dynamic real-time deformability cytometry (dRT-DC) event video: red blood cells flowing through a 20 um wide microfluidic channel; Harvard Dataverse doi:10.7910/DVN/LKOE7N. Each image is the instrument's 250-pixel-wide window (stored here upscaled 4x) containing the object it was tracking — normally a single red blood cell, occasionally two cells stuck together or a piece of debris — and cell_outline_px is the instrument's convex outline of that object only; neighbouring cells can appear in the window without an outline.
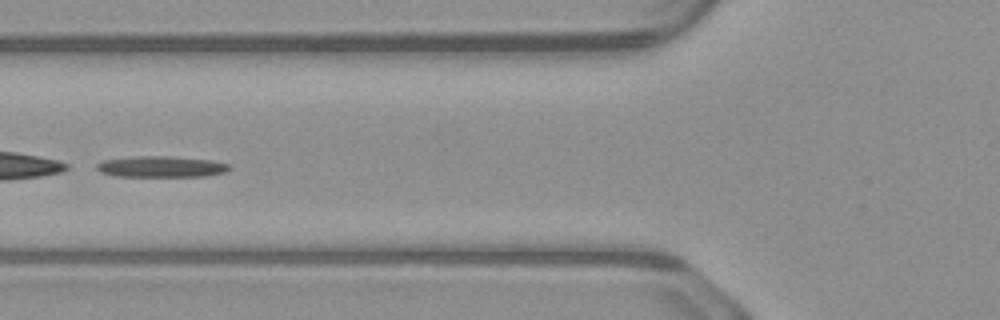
{"species": "common noctule bat (a hibernating species)", "species_latin": "Nyctalus noctula", "temperature_condition": "warm", "stored_images_in_passage": 21, "camera_frame_rate_fps": 3000, "um_per_image_px": 0.085, "animal": {"sex": "male", "body_mass_g": 23.1, "forearm_length_mm": 52.7}, "frame": {"image": 1, "passage_image": 6, "time_ms": 1.667, "image_size_px": [1000, 320], "cell_outline_px": [[232, 168], [224, 172], [204, 176], [116, 176], [100, 172], [96, 168], [96, 164], [104, 160], [140, 156], [168, 156], [212, 160], [228, 164]], "centroid_in_image_um": [13.7, 14.17], "position_along_channel_um": 112.1, "area_um2": 16.13}}
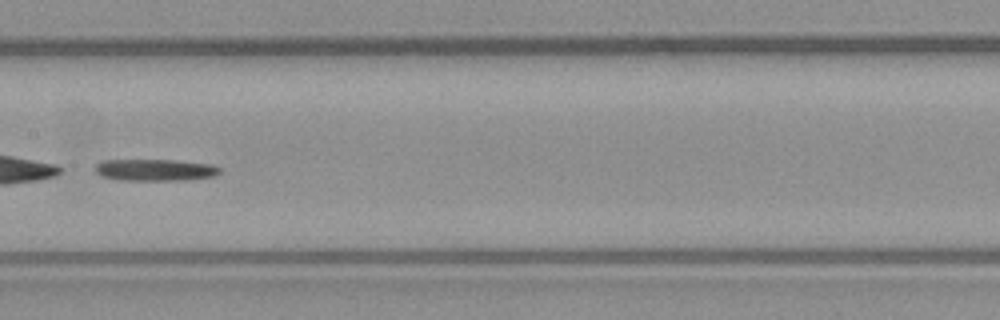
{"frame": {"image": 2, "passage_image": 12, "time_ms": 3.667, "image_size_px": [1000, 320], "cell_outline_px": [[220, 172], [212, 176], [184, 180], [116, 180], [100, 176], [96, 172], [96, 164], [104, 160], [176, 160], [212, 164], [220, 168]], "centroid_in_image_um": [13.16, 14.44], "position_along_channel_um": 194.2, "area_um2": 15.78}}
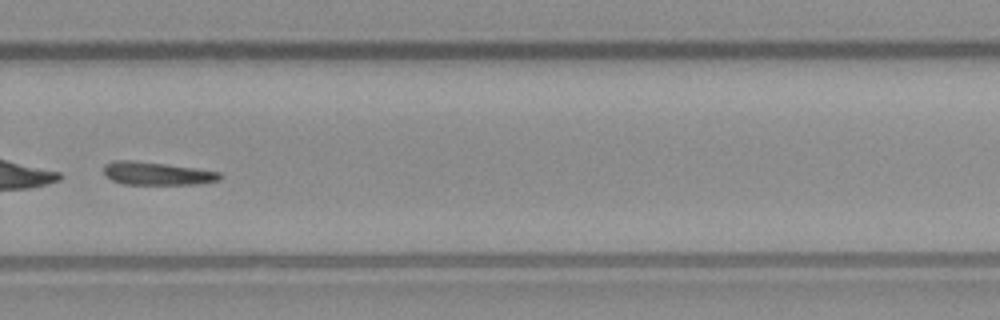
{"frame": {"image": 3, "passage_image": 21, "time_ms": 6.667, "image_size_px": [1000, 320], "cell_outline_px": [[224, 176], [220, 180], [196, 184], [124, 184], [112, 180], [104, 176], [104, 164], [112, 160], [132, 160], [196, 168], [220, 172]], "centroid_in_image_um": [13.33, 14.74], "position_along_channel_um": 316.5, "area_um2": 15.66}}